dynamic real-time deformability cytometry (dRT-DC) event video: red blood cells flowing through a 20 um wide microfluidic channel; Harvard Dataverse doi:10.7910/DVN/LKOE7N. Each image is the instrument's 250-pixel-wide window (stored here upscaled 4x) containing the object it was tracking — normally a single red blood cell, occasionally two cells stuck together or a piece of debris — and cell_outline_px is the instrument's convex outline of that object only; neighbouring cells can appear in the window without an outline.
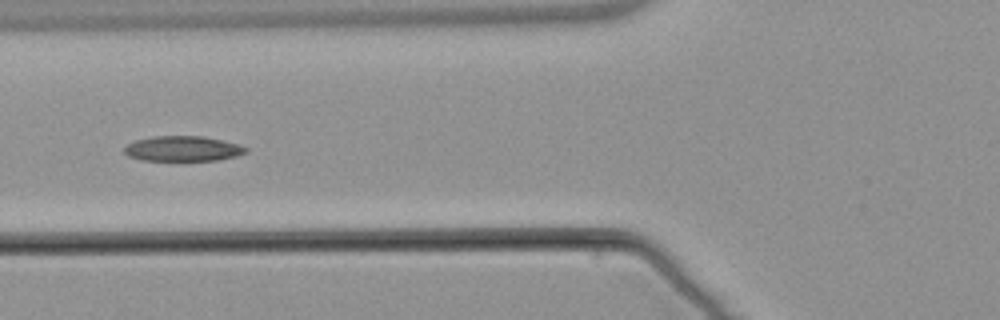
{"species": "common noctule bat (a hibernating species)", "species_latin": "Nyctalus noctula", "temperature_condition": "warm", "stored_images_in_passage": 9, "camera_frame_rate_fps": 3000, "um_per_image_px": 0.085, "animal": {"sex": "male", "body_mass_g": 21.5, "forearm_length_mm": 52.0}, "frame": {"image": 1, "passage_image": 6, "time_ms": 7.0, "image_size_px": [1000, 320], "cell_outline_px": [[248, 152], [236, 156], [216, 160], [140, 160], [128, 156], [124, 152], [124, 148], [128, 144], [136, 140], [152, 136], [204, 136], [240, 144], [248, 148]], "centroid_in_image_um": [15.56, 12.63], "position_along_channel_um": 110.2, "area_um2": 17.86}}